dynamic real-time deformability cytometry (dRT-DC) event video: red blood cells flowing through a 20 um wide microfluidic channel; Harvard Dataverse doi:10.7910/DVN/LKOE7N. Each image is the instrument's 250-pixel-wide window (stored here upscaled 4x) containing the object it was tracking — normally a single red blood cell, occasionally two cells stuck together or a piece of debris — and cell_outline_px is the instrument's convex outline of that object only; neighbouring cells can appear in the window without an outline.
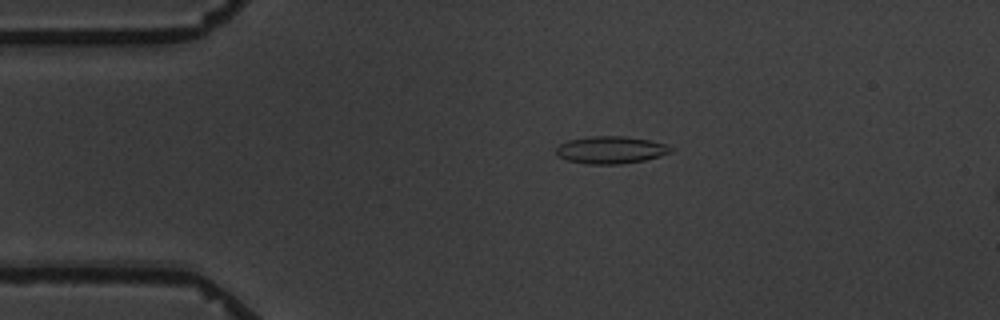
{"species": "common noctule bat (a hibernating species)", "species_latin": "Nyctalus noctula", "temperature_condition": "warm", "stored_images_in_passage": 14, "camera_frame_rate_fps": 3000, "um_per_image_px": 0.085, "animal": {"sex": "male", "body_mass_g": 19.5, "forearm_length_mm": 54.6}, "frame": {"image": 1, "passage_image": 2, "time_ms": 2.0, "image_size_px": [1000, 320], "cell_outline_px": [[676, 148], [672, 152], [644, 160], [620, 164], [588, 164], [568, 160], [560, 156], [556, 152], [556, 148], [560, 144], [568, 140], [592, 136], [624, 136], [648, 140], [668, 144]], "centroid_in_image_um": [51.96, 12.74], "position_along_channel_um": 33.0, "area_um2": 18.21}}
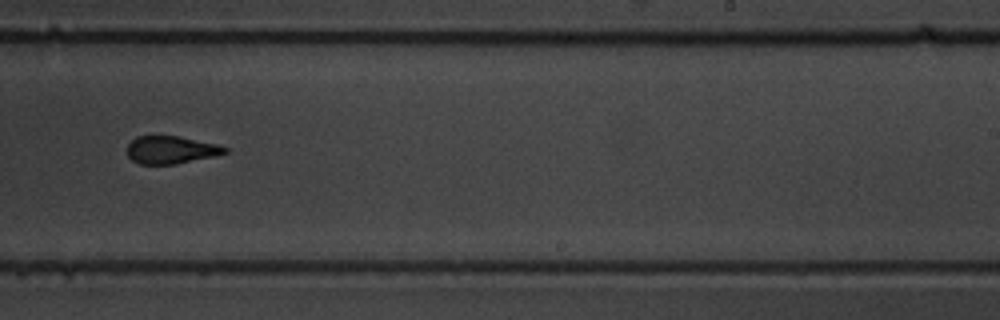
{"frame": {"image": 2, "passage_image": 9, "time_ms": 10.0, "image_size_px": [1000, 320], "cell_outline_px": [[228, 152], [216, 156], [176, 164], [140, 164], [132, 160], [128, 156], [128, 144], [136, 136], [180, 136], [216, 144], [228, 148]], "centroid_in_image_um": [14.55, 12.74], "position_along_channel_um": 274.5, "area_um2": 15.78}}
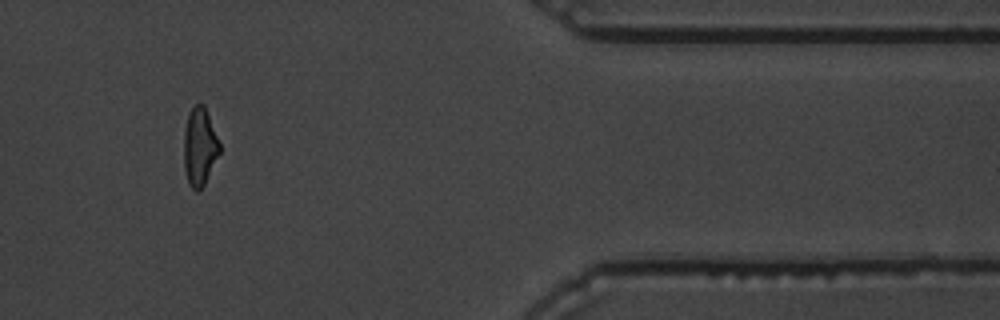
{"frame": {"image": 3, "passage_image": 12, "time_ms": 14.333, "image_size_px": [1000, 320], "cell_outline_px": [[220, 152], [204, 184], [196, 192], [188, 184], [184, 168], [184, 132], [188, 112], [196, 104], [204, 104], [220, 144]], "centroid_in_image_um": [16.96, 12.47], "position_along_channel_um": 394.4, "area_um2": 16.13}, "authors_computed_cell_mechanics": {"area_um2": 16.9354, "velocity_mm_per_s": 3.4973, "shape_relaxation_time_tau1_ms": null, "shape_relaxation_time_tau2_ms": 2.2915, "deformation_change_tau1": null, "deformation_change_tau2": 0.0886}}